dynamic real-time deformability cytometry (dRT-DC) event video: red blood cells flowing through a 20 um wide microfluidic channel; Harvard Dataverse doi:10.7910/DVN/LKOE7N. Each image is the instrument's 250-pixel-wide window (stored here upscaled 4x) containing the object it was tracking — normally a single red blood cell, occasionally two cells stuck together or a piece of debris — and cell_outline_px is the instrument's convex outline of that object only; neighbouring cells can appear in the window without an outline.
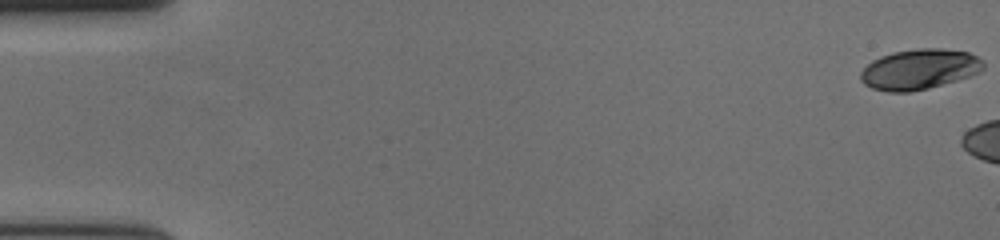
{"species": "human", "species_latin": "Homo sapiens", "temperature_condition": "cold", "stored_images_in_passage": 13, "camera_frame_rate_fps": 3000, "um_per_image_px": 0.085, "donor": {"sex": "female"}, "frame": {"image": 1, "passage_image": 1, "time_ms": 0.0, "image_size_px": [1000, 240], "cell_outline_px": [[984, 68], [968, 76], [956, 80], [928, 88], [908, 92], [888, 92], [872, 88], [864, 84], [860, 80], [860, 72], [872, 60], [880, 56], [892, 52], [916, 48], [940, 48], [968, 52], [984, 60]], "centroid_in_image_um": [78.11, 5.88], "position_along_channel_um": 6.9, "area_um2": 28.78}}